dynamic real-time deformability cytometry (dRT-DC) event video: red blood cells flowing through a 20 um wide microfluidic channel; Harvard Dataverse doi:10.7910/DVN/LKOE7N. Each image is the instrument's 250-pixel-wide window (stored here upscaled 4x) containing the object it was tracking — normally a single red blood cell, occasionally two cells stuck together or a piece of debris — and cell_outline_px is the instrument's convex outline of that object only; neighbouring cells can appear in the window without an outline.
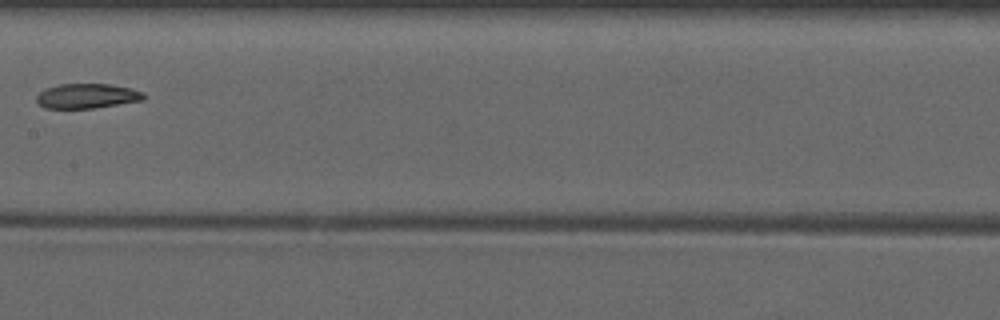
{"species": "common noctule bat (a hibernating species)", "species_latin": "Nyctalus noctula", "temperature_condition": "warm", "stored_images_in_passage": 8, "camera_frame_rate_fps": 3000, "um_per_image_px": 0.085, "animal": {"sex": "male", "forearm_length_mm": 52.5}, "frame": {"image": 1, "passage_image": 8, "time_ms": 8.667, "image_size_px": [1000, 320], "cell_outline_px": [[148, 96], [144, 100], [92, 108], [44, 108], [36, 100], [36, 96], [44, 88], [60, 84], [112, 84], [132, 88], [144, 92]], "centroid_in_image_um": [7.43, 8.15], "position_along_channel_um": 200.0, "area_um2": 15.61}}